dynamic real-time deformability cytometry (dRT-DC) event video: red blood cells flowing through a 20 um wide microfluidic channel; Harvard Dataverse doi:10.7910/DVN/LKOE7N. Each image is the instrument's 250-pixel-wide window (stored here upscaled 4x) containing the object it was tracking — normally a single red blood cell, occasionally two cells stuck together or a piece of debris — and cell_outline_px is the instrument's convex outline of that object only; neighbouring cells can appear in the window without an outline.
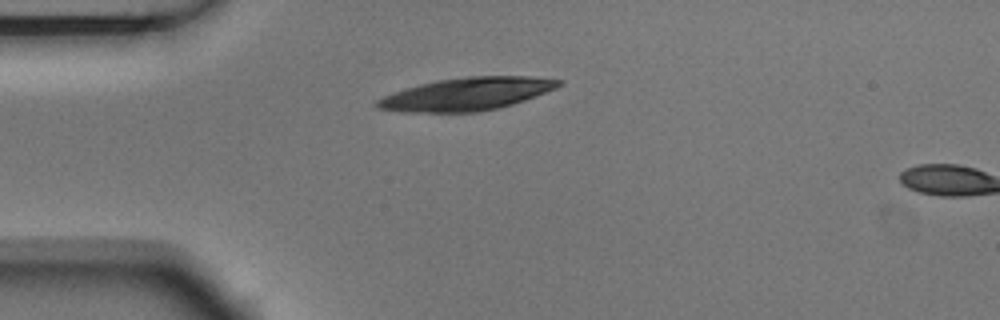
{"species": "Egyptian fruit bat (a non-hibernating species)", "species_latin": "Rousettus aegyptiacus", "temperature_condition": "room temperature", "stored_images_in_passage": 2, "camera_frame_rate_fps": 3000, "um_per_image_px": 0.085, "animal": {"sex": "male"}, "frame": {"image": 1, "passage_image": 2, "time_ms": 0.333, "image_size_px": [1000, 320], "cell_outline_px": [[564, 84], [556, 88], [524, 100], [512, 104], [480, 112], [404, 112], [376, 108], [376, 100], [384, 96], [404, 88], [436, 80], [468, 76], [528, 76], [564, 80]], "centroid_in_image_um": [39.67, 7.98], "position_along_channel_um": 45.3, "area_um2": 34.62}}